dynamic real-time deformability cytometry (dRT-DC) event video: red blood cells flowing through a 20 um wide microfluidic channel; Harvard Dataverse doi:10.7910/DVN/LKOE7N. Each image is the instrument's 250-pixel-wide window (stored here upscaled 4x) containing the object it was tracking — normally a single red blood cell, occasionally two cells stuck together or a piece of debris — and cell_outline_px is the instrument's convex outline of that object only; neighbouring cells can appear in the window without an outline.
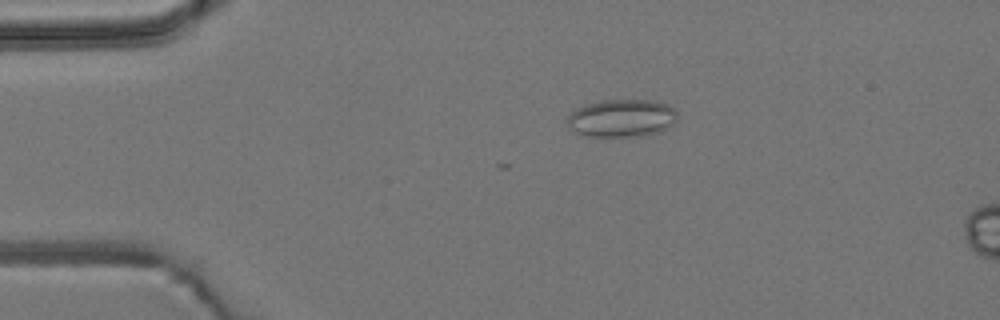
{"species": "common noctule bat (a hibernating species)", "species_latin": "Nyctalus noctula", "temperature_condition": "room temperature", "stored_images_in_passage": 4, "camera_frame_rate_fps": 3000, "um_per_image_px": 0.085, "animal": {"sex": "male", "body_mass_g": 19.2, "forearm_length_mm": 51.8}, "frame": {"image": 1, "passage_image": 3, "time_ms": 2.0, "image_size_px": [1000, 320], "cell_outline_px": [[676, 120], [672, 124], [660, 132], [644, 136], [588, 136], [576, 132], [564, 120], [576, 108], [588, 104], [604, 100], [656, 100], [668, 104], [676, 108]], "centroid_in_image_um": [52.88, 10.03], "position_along_channel_um": 32.1, "area_um2": 24.28}}